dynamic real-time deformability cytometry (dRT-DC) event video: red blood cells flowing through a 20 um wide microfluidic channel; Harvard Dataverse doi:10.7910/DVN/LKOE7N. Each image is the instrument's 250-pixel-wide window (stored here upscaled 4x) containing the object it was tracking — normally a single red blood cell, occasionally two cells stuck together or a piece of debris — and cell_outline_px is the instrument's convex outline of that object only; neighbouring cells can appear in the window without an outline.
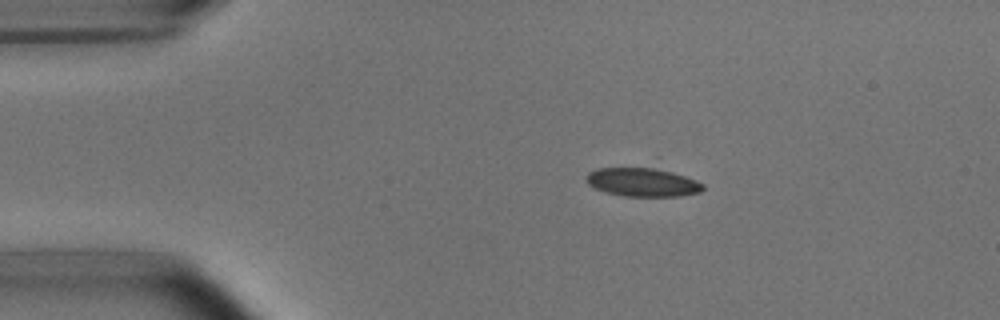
{"species": "common noctule bat (a hibernating species)", "species_latin": "Nyctalus noctula", "temperature_condition": "room temperature", "stored_images_in_passage": 4, "camera_frame_rate_fps": 3000, "um_per_image_px": 0.085, "animal": {"sex": "male", "body_mass_g": 15.6}, "frame": {"image": 1, "passage_image": 2, "time_ms": 1.0, "image_size_px": [1000, 320], "cell_outline_px": [[704, 188], [700, 192], [680, 196], [624, 196], [608, 192], [596, 188], [588, 184], [584, 180], [588, 172], [596, 168], [656, 156], [660, 156], [704, 184]], "centroid_in_image_um": [54.76, 15.21], "position_along_channel_um": 30.2, "area_um2": 24.04}}
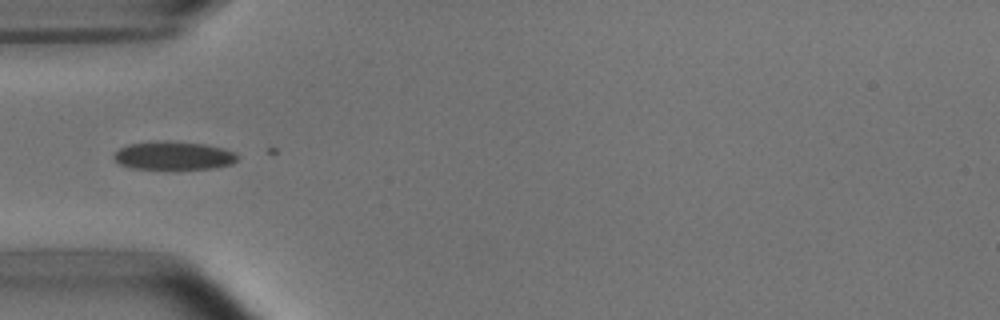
{"frame": {"image": 2, "passage_image": 4, "time_ms": 3.333, "image_size_px": [1000, 320], "cell_outline_px": [[240, 156], [232, 164], [216, 168], [176, 172], [132, 168], [120, 164], [112, 156], [120, 148], [128, 144], [168, 140], [204, 144], [224, 148]], "centroid_in_image_um": [14.78, 13.28], "position_along_channel_um": 70.2, "area_um2": 21.39}}